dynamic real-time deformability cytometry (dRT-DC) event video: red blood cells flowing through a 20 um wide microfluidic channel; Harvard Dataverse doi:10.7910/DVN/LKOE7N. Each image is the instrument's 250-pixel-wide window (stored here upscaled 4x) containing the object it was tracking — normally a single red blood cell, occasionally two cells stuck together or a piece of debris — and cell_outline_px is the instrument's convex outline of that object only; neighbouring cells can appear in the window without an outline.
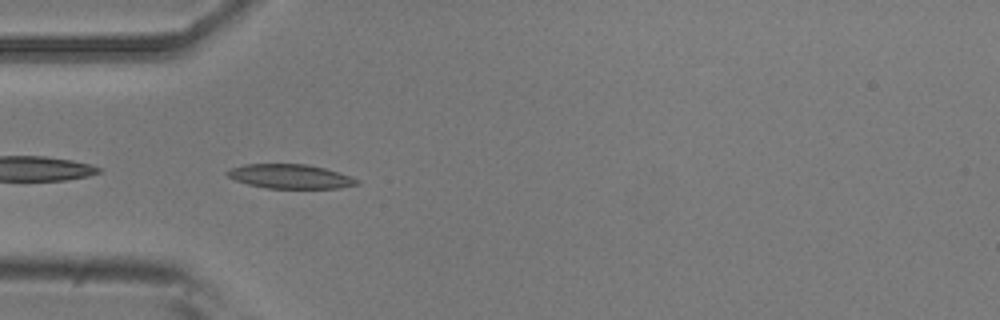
{"species": "common noctule bat (a hibernating species)", "species_latin": "Nyctalus noctula", "temperature_condition": "room temperature", "stored_images_in_passage": 38, "camera_frame_rate_fps": 3000, "um_per_image_px": 0.085, "animal": {"sex": "male", "body_mass_g": 20.5, "forearm_length_mm": 52.5}, "frame": {"image": 1, "passage_image": 2, "time_ms": 0.333, "image_size_px": [1000, 320], "cell_outline_px": [[360, 184], [340, 188], [268, 188], [248, 184], [236, 180], [228, 176], [224, 172], [232, 168], [244, 164], [308, 164], [324, 168], [352, 176], [360, 180]], "centroid_in_image_um": [24.71, 14.99], "position_along_channel_um": 60.3, "area_um2": 18.32}}
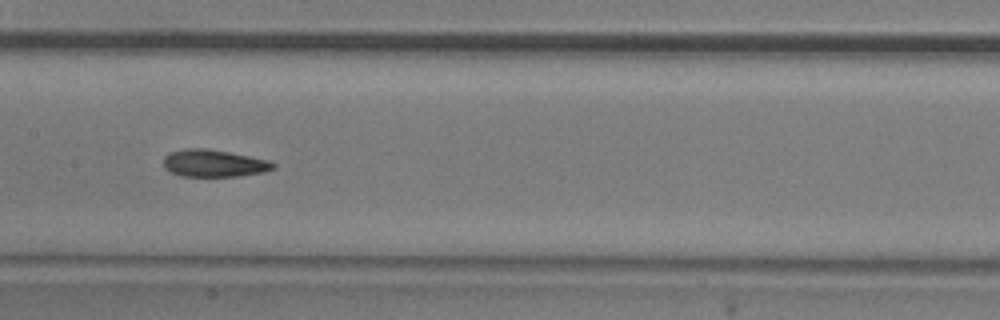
{"frame": {"image": 2, "passage_image": 12, "time_ms": 3.667, "image_size_px": [1000, 320], "cell_outline_px": [[276, 168], [264, 172], [236, 176], [180, 176], [164, 168], [164, 156], [168, 152], [184, 148], [208, 148], [268, 160], [276, 164]], "centroid_in_image_um": [18.16, 13.87], "position_along_channel_um": 189.2, "area_um2": 17.46}}
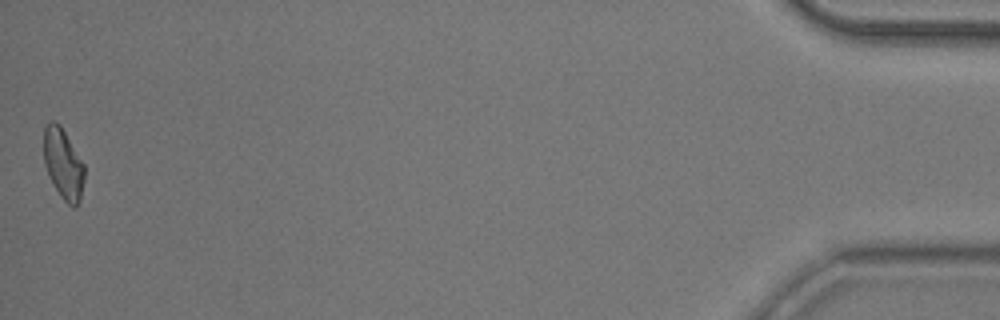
{"frame": {"image": 3, "passage_image": 38, "time_ms": 12.333, "image_size_px": [1000, 320], "cell_outline_px": [[84, 180], [80, 200], [76, 208], [72, 208], [60, 196], [52, 184], [44, 164], [44, 128], [48, 120], [56, 120], [60, 124], [84, 164]], "centroid_in_image_um": [5.36, 13.93], "position_along_channel_um": 429.8, "area_um2": 16.94}, "authors_computed_cell_mechanics": {"area_um2": 17.3111, "velocity_mm_per_s": 3.8939, "shape_relaxation_time_tau1_ms": 6.2416, "shape_relaxation_time_tau2_ms": 3.5465, "deformation_change_tau1": 0.1626, "deformation_change_tau2": 0.1035}}